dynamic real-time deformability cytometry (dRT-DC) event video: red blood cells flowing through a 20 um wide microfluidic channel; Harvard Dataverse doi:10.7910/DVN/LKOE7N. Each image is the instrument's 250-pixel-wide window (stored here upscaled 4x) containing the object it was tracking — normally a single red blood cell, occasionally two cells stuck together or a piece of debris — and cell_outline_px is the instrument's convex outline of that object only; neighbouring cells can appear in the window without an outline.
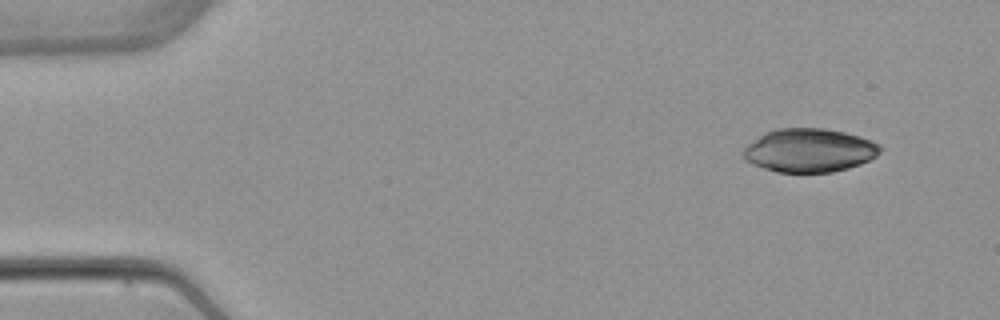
{"species": "common noctule bat (a hibernating species)", "species_latin": "Nyctalus noctula", "temperature_condition": "warm", "stored_images_in_passage": 4, "camera_frame_rate_fps": 3000, "um_per_image_px": 0.085, "animal": {"sex": "female", "body_mass_g": 22.7, "forearm_length_mm": 54.2}, "frame": {"image": 1, "passage_image": 1, "time_ms": 0.0, "image_size_px": [1000, 320], "cell_outline_px": [[884, 148], [876, 156], [860, 164], [848, 168], [832, 172], [776, 172], [752, 164], [744, 156], [744, 148], [748, 144], [764, 132], [776, 128], [824, 128], [844, 132], [860, 136], [872, 140], [880, 144]], "centroid_in_image_um": [68.82, 12.77], "position_along_channel_um": 16.2, "area_um2": 34.8}}